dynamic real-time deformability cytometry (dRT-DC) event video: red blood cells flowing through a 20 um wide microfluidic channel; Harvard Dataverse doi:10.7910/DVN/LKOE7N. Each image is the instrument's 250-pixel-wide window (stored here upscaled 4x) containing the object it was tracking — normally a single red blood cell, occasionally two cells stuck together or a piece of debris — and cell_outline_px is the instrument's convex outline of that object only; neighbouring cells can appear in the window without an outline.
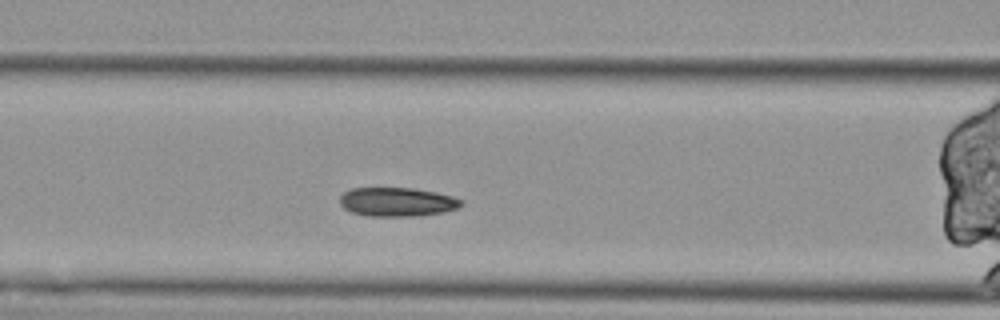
{"species": "Egyptian fruit bat (a non-hibernating species)", "species_latin": "Rousettus aegyptiacus", "temperature_condition": "cold", "stored_images_in_passage": 42, "segment_of_instrument_passage": [2, 2], "camera_frame_rate_fps": 3000, "um_per_image_px": 0.085, "animal": {"sex": "female"}, "frame": {"image": 1, "passage_image": 7, "time_ms": 2.0, "image_size_px": [1000, 320], "cell_outline_px": [[464, 204], [456, 208], [444, 212], [416, 216], [368, 216], [352, 212], [344, 208], [340, 204], [340, 196], [344, 192], [352, 188], [412, 188], [436, 192], [452, 196], [464, 200]], "centroid_in_image_um": [33.77, 17.16], "position_along_channel_um": 132.8, "area_um2": 20.52}}
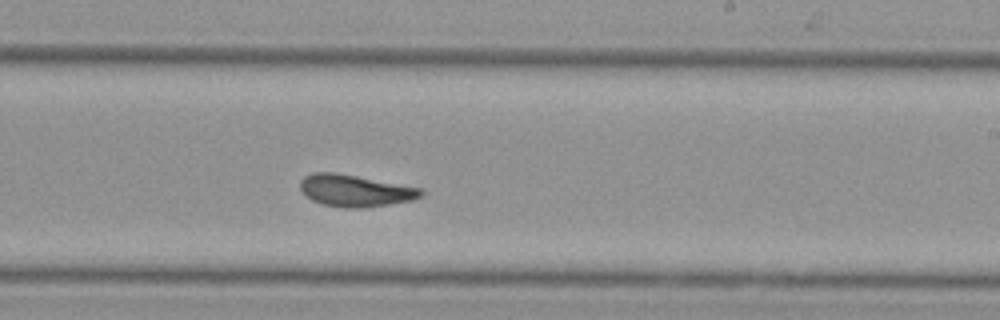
{"frame": {"image": 2, "passage_image": 18, "time_ms": 5.667, "image_size_px": [1000, 320], "cell_outline_px": [[424, 196], [412, 200], [388, 204], [360, 208], [344, 208], [324, 204], [312, 200], [300, 188], [300, 180], [304, 176], [312, 172], [336, 172], [420, 188], [424, 192]], "centroid_in_image_um": [30.18, 16.2], "position_along_channel_um": 258.8, "area_um2": 22.25}}
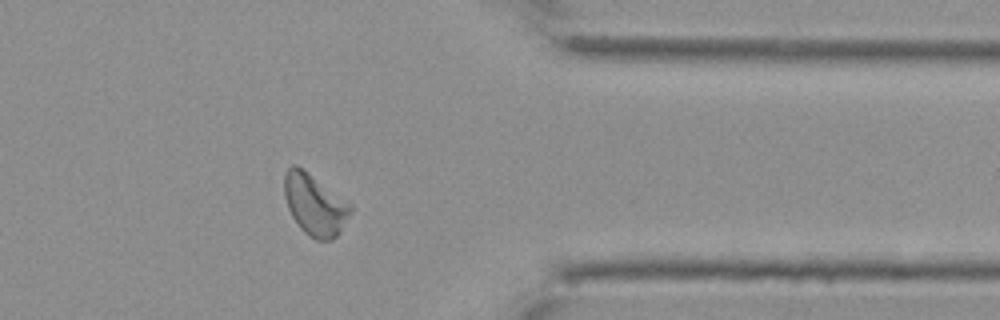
{"frame": {"image": 3, "passage_image": 30, "time_ms": 9.667, "image_size_px": [1000, 320], "cell_outline_px": [[352, 212], [340, 232], [332, 240], [316, 240], [308, 236], [300, 228], [292, 216], [288, 208], [284, 196], [284, 172], [292, 164], [296, 164], [304, 168], [352, 204]], "centroid_in_image_um": [26.75, 17.38], "position_along_channel_um": 384.6, "area_um2": 24.04}}